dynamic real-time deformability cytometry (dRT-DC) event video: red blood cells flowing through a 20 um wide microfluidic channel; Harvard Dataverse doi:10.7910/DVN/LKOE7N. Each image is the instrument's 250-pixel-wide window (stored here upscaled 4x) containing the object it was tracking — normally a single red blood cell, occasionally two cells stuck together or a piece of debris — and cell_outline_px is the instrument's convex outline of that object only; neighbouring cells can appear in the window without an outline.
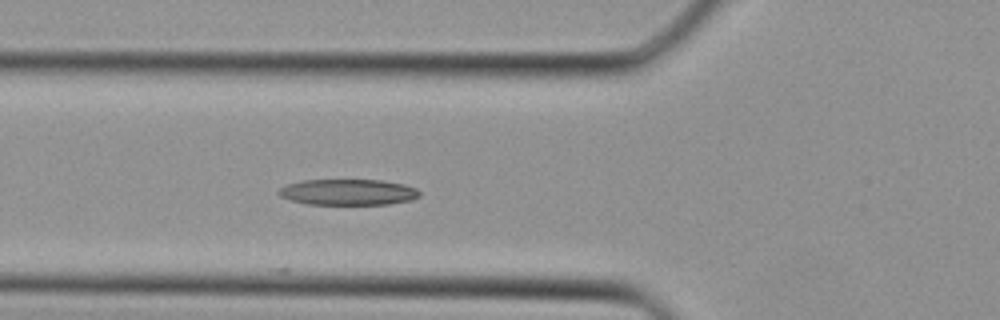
{"species": "Egyptian fruit bat (a non-hibernating species)", "species_latin": "Rousettus aegyptiacus", "temperature_condition": "cold", "stored_images_in_passage": 16, "camera_frame_rate_fps": 3000, "um_per_image_px": 0.085, "animal": {"sex": "female"}, "frame": {"image": 1, "passage_image": 13, "time_ms": 4.0, "image_size_px": [1000, 320], "cell_outline_px": [[420, 196], [412, 200], [388, 204], [308, 204], [292, 200], [280, 196], [276, 192], [280, 188], [288, 184], [300, 180], [380, 180], [404, 184], [416, 188], [420, 192]], "centroid_in_image_um": [29.6, 16.33], "position_along_channel_um": 96.2, "area_um2": 21.27}}
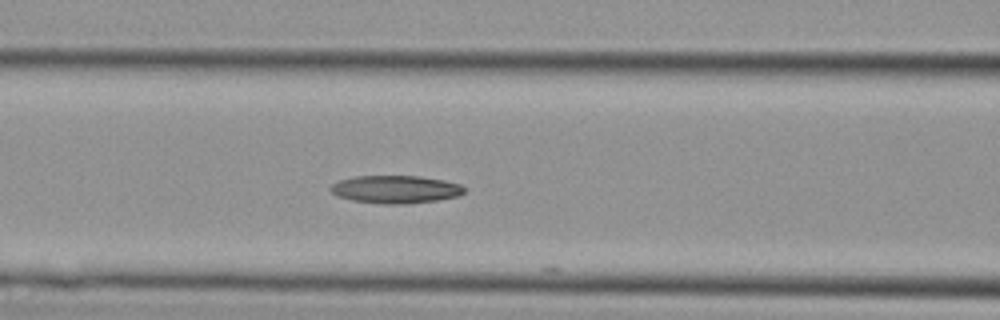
{"frame": {"image": 2, "passage_image": 15, "time_ms": 4.667, "image_size_px": [1000, 320], "cell_outline_px": [[464, 192], [460, 196], [436, 200], [408, 204], [384, 204], [352, 200], [336, 196], [328, 188], [332, 184], [340, 180], [356, 176], [420, 176], [444, 180], [460, 184], [464, 188]], "centroid_in_image_um": [33.62, 16.1], "position_along_channel_um": 133.0, "area_um2": 21.73}}